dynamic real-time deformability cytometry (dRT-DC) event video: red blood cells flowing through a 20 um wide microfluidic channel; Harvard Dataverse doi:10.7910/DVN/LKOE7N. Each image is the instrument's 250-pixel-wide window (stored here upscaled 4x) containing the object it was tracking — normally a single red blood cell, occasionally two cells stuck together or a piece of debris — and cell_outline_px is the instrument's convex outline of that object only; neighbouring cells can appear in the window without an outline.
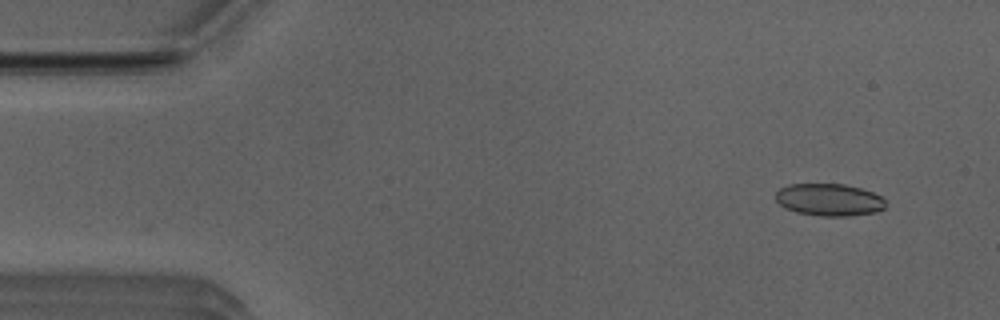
{"species": "Egyptian fruit bat (a non-hibernating species)", "species_latin": "Rousettus aegyptiacus", "temperature_condition": "room temperature", "stored_images_in_passage": 48, "camera_frame_rate_fps": 3000, "um_per_image_px": 0.085, "animal": {"sex": "male"}, "frame": {"image": 1, "passage_image": 1, "time_ms": 0.0, "image_size_px": [1000, 320], "cell_outline_px": [[884, 208], [876, 212], [848, 216], [820, 216], [796, 212], [780, 204], [776, 200], [776, 192], [780, 188], [788, 184], [844, 184], [860, 188], [872, 192], [880, 196], [884, 200]], "centroid_in_image_um": [70.47, 16.98], "position_along_channel_um": 14.5, "area_um2": 20.52}}
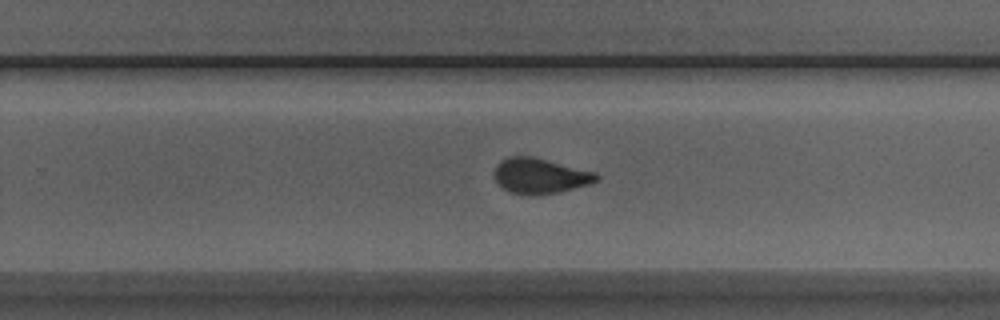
{"frame": {"image": 2, "passage_image": 29, "time_ms": 9.333, "image_size_px": [1000, 320], "cell_outline_px": [[600, 180], [588, 184], [560, 192], [532, 196], [528, 196], [512, 192], [504, 188], [496, 180], [496, 164], [500, 160], [508, 156], [532, 156], [596, 172], [600, 176]], "centroid_in_image_um": [45.94, 14.95], "position_along_channel_um": 283.9, "area_um2": 21.04}}
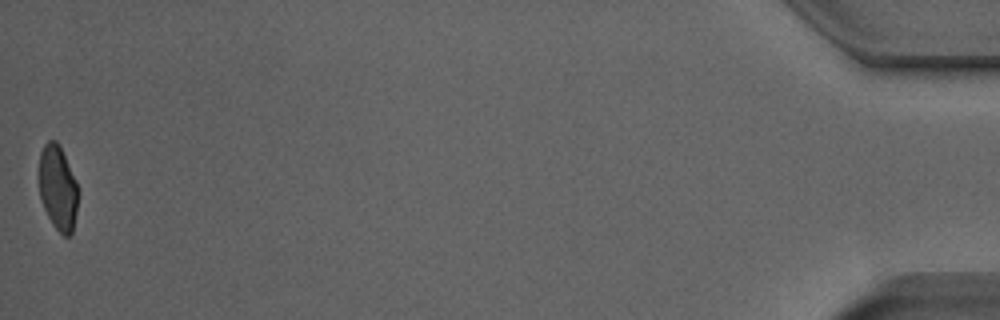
{"frame": {"image": 3, "passage_image": 48, "time_ms": 15.667, "image_size_px": [1000, 320], "cell_outline_px": [[80, 192], [72, 232], [68, 236], [64, 236], [52, 224], [40, 200], [40, 152], [44, 144], [48, 140], [56, 140], [60, 144], [76, 180]], "centroid_in_image_um": [4.94, 15.94], "position_along_channel_um": 430.3, "area_um2": 19.48}, "authors_computed_cell_mechanics": {"area_um2": 21.0392, "velocity_mm_per_s": 3.9752, "shape_relaxation_time_tau1_ms": 6.7318, "shape_relaxation_time_tau2_ms": 0.9834, "deformation_change_tau1": 0.1802, "deformation_change_tau2": 0.074}}